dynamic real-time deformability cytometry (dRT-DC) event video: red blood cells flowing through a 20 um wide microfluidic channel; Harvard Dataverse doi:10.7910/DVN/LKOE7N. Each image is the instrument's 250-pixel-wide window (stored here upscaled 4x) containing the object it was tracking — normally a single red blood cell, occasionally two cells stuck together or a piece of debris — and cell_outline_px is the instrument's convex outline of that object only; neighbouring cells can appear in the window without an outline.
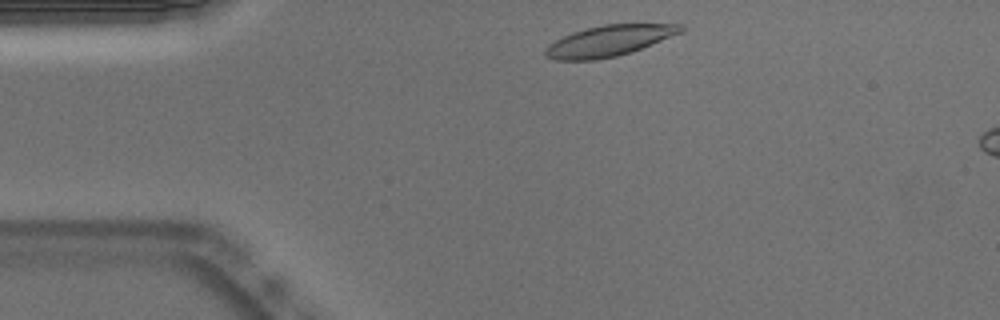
{"species": "Egyptian fruit bat (a non-hibernating species)", "species_latin": "Rousettus aegyptiacus", "temperature_condition": "warm", "stored_images_in_passage": 7, "camera_frame_rate_fps": 3000, "um_per_image_px": 0.085, "animal": {"sex": "male"}, "frame": {"image": 1, "passage_image": 2, "time_ms": 0.333, "image_size_px": [1000, 320], "cell_outline_px": [[684, 32], [632, 52], [616, 56], [596, 60], [556, 60], [544, 56], [544, 48], [548, 44], [572, 32], [604, 24], [684, 24]], "centroid_in_image_um": [51.78, 3.47], "position_along_channel_um": 33.2, "area_um2": 24.51}}